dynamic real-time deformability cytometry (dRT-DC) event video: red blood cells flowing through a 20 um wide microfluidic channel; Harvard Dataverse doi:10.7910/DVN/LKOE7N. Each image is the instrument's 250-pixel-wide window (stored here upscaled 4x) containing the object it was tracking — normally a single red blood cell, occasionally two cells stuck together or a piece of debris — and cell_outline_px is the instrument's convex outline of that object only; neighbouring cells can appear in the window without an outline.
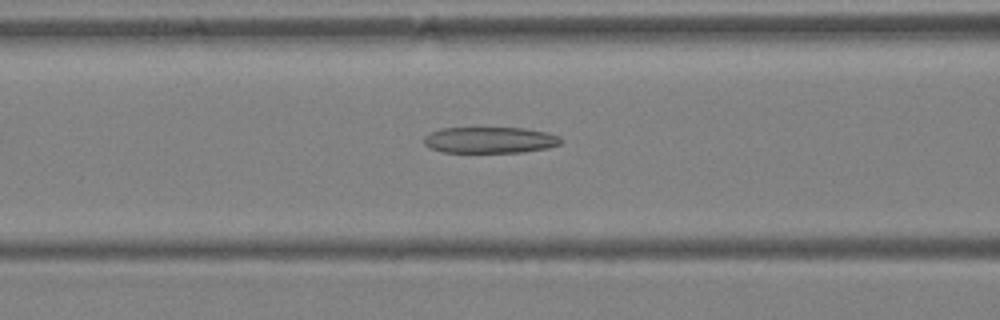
{"species": "Egyptian fruit bat (a non-hibernating species)", "species_latin": "Rousettus aegyptiacus", "temperature_condition": "warm", "stored_images_in_passage": 23, "camera_frame_rate_fps": 3000, "um_per_image_px": 0.085, "animal": {"sex": "female"}, "frame": {"image": 1, "passage_image": 4, "time_ms": 1.0, "image_size_px": [1000, 320], "cell_outline_px": [[564, 140], [560, 144], [548, 148], [520, 152], [444, 152], [428, 148], [424, 144], [424, 136], [428, 132], [440, 128], [524, 128], [548, 132], [560, 136]], "centroid_in_image_um": [41.64, 11.9], "position_along_channel_um": 125.0, "area_um2": 21.15}}
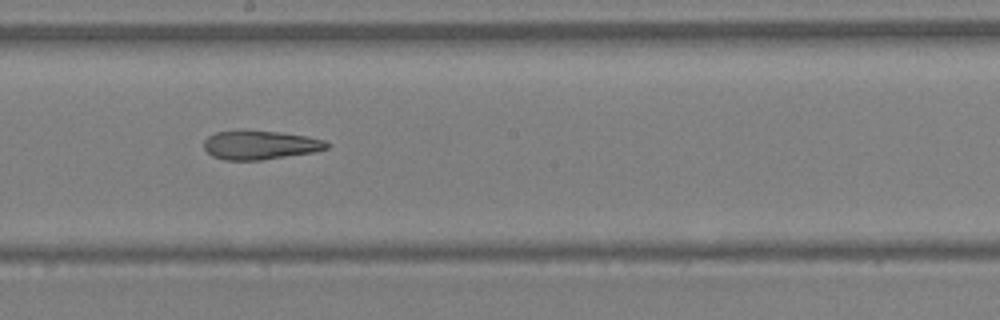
{"frame": {"image": 2, "passage_image": 10, "time_ms": 3.0, "image_size_px": [1000, 320], "cell_outline_px": [[328, 148], [312, 152], [260, 160], [224, 160], [212, 156], [204, 148], [204, 140], [208, 136], [216, 132], [280, 132], [308, 136], [324, 140], [328, 144]], "centroid_in_image_um": [22.11, 12.34], "position_along_channel_um": 226.1, "area_um2": 20.11}}
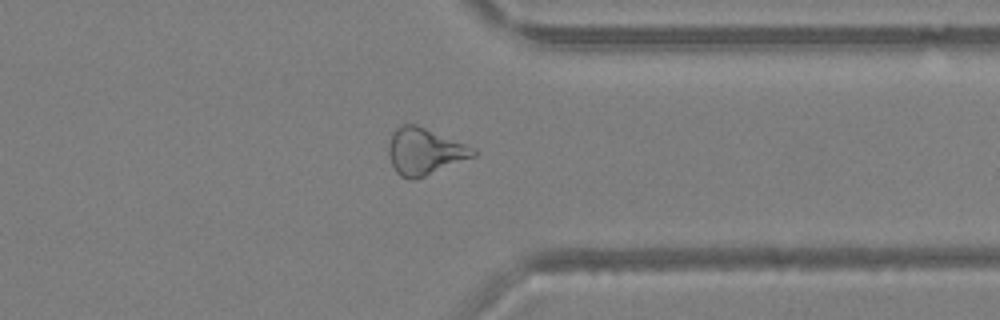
{"frame": {"image": 3, "passage_image": 19, "time_ms": 6.0, "image_size_px": [1000, 320], "cell_outline_px": [[476, 156], [416, 180], [408, 180], [400, 176], [396, 172], [392, 164], [388, 152], [388, 144], [392, 132], [400, 124], [416, 124], [476, 148]], "centroid_in_image_um": [36.08, 12.88], "position_along_channel_um": 375.3, "area_um2": 23.29}}